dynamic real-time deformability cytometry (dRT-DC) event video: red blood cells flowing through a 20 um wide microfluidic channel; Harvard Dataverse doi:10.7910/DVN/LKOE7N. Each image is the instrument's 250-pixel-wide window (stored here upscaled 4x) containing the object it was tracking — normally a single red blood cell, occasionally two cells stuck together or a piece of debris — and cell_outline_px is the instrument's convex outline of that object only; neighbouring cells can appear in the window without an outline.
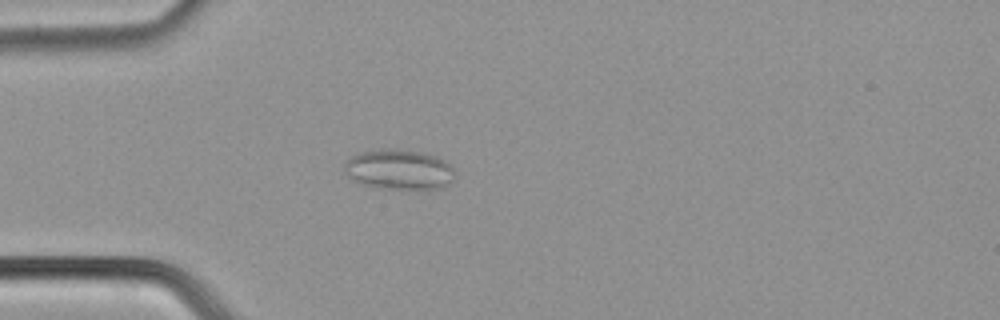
{"species": "common noctule bat (a hibernating species)", "species_latin": "Nyctalus noctula", "temperature_condition": "cold", "stored_images_in_passage": 39, "camera_frame_rate_fps": 3000, "um_per_image_px": 0.085, "animal": {"sex": "male", "body_mass_g": 21.5, "forearm_length_mm": 52.0}, "frame": {"image": 1, "passage_image": 3, "time_ms": 0.667, "image_size_px": [1000, 320], "cell_outline_px": [[452, 176], [448, 184], [444, 188], [372, 188], [348, 180], [344, 172], [344, 160], [360, 152], [388, 148], [400, 148], [420, 152], [436, 156], [444, 160], [452, 168]], "centroid_in_image_um": [33.8, 14.4], "position_along_channel_um": 51.2, "area_um2": 26.07}}
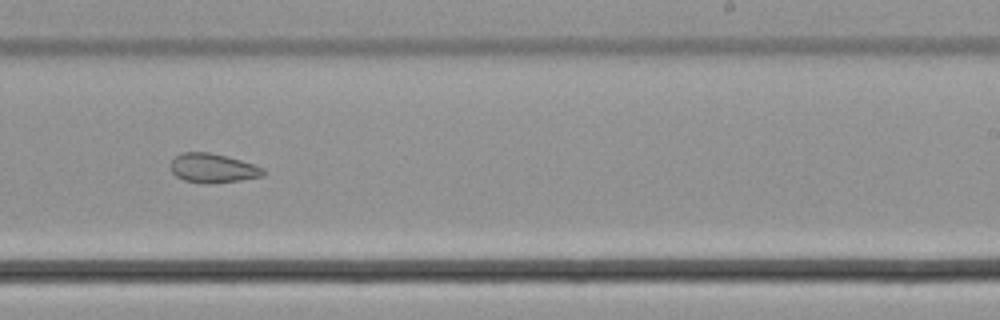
{"frame": {"image": 2, "passage_image": 20, "time_ms": 6.333, "image_size_px": [1000, 320], "cell_outline_px": [[264, 176], [240, 180], [184, 180], [176, 176], [172, 172], [172, 160], [180, 152], [208, 152], [240, 160], [264, 168]], "centroid_in_image_um": [18.1, 14.23], "position_along_channel_um": 270.9, "area_um2": 14.74}}
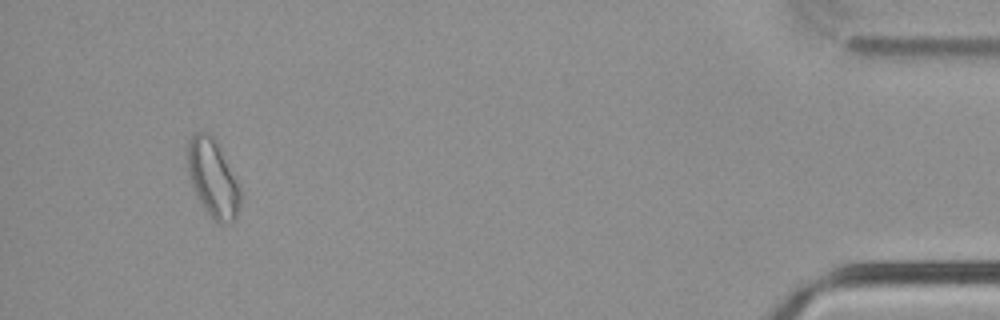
{"frame": {"image": 3, "passage_image": 36, "time_ms": 11.667, "image_size_px": [1000, 320], "cell_outline_px": [[240, 204], [236, 216], [228, 224], [220, 224], [212, 220], [204, 208], [192, 188], [188, 172], [188, 144], [192, 136], [196, 132], [208, 132], [216, 140], [240, 188]], "centroid_in_image_um": [18.08, 15.18], "position_along_channel_um": 417.1, "area_um2": 23.64}}